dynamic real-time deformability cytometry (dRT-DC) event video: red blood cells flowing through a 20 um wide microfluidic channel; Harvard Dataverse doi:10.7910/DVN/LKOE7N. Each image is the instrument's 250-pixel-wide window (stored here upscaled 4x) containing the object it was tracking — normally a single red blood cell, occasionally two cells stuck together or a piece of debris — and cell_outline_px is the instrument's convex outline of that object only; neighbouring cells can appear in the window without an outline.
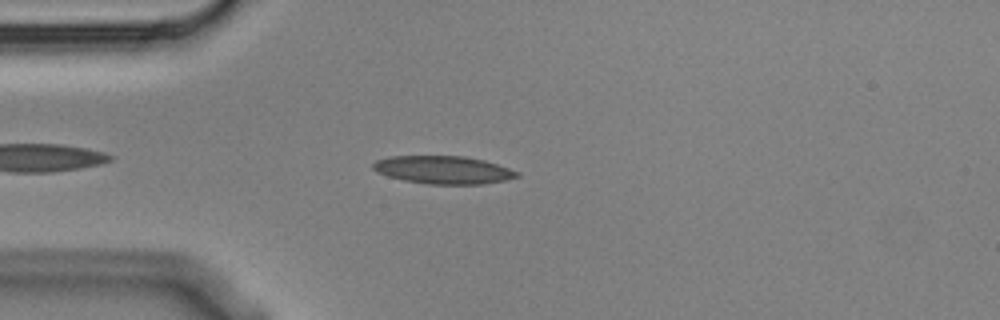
{"species": "Egyptian fruit bat (a non-hibernating species)", "species_latin": "Rousettus aegyptiacus", "temperature_condition": "cold", "stored_images_in_passage": 1, "camera_frame_rate_fps": 3000, "um_per_image_px": 0.085, "animal": {"sex": "male"}, "frame": {"image": 1, "passage_image": 1, "time_ms": 0.0, "image_size_px": [1000, 320], "cell_outline_px": [[520, 176], [508, 180], [480, 184], [428, 184], [404, 180], [388, 176], [372, 168], [372, 164], [376, 160], [392, 156], [464, 156], [484, 160], [520, 172]], "centroid_in_image_um": [37.71, 14.44], "position_along_channel_um": 47.3, "area_um2": 23.29}}